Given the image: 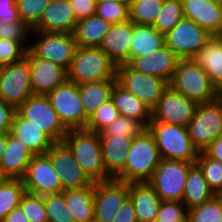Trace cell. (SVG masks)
Masks as SVG:
<instances>
[{"instance_id": "6da1fadb", "label": "cell", "mask_w": 222, "mask_h": 222, "mask_svg": "<svg viewBox=\"0 0 222 222\" xmlns=\"http://www.w3.org/2000/svg\"><path fill=\"white\" fill-rule=\"evenodd\" d=\"M161 160L154 137L146 128L132 139L125 167L115 179L125 183L148 182Z\"/></svg>"}, {"instance_id": "7a4b0ae2", "label": "cell", "mask_w": 222, "mask_h": 222, "mask_svg": "<svg viewBox=\"0 0 222 222\" xmlns=\"http://www.w3.org/2000/svg\"><path fill=\"white\" fill-rule=\"evenodd\" d=\"M63 141L70 148L75 161L93 182L112 179L104 165L99 133L84 128L69 129Z\"/></svg>"}, {"instance_id": "3957f363", "label": "cell", "mask_w": 222, "mask_h": 222, "mask_svg": "<svg viewBox=\"0 0 222 222\" xmlns=\"http://www.w3.org/2000/svg\"><path fill=\"white\" fill-rule=\"evenodd\" d=\"M117 65L99 47L77 46L68 71V80L77 84L116 79Z\"/></svg>"}, {"instance_id": "277c9868", "label": "cell", "mask_w": 222, "mask_h": 222, "mask_svg": "<svg viewBox=\"0 0 222 222\" xmlns=\"http://www.w3.org/2000/svg\"><path fill=\"white\" fill-rule=\"evenodd\" d=\"M169 86L188 99L208 103L218 98V90L205 70L193 59L180 60Z\"/></svg>"}, {"instance_id": "5b68a950", "label": "cell", "mask_w": 222, "mask_h": 222, "mask_svg": "<svg viewBox=\"0 0 222 222\" xmlns=\"http://www.w3.org/2000/svg\"><path fill=\"white\" fill-rule=\"evenodd\" d=\"M147 128L162 159L196 162L199 152L193 146L186 126L150 121Z\"/></svg>"}, {"instance_id": "8992f818", "label": "cell", "mask_w": 222, "mask_h": 222, "mask_svg": "<svg viewBox=\"0 0 222 222\" xmlns=\"http://www.w3.org/2000/svg\"><path fill=\"white\" fill-rule=\"evenodd\" d=\"M188 134L198 152L204 151L222 135V103L217 98L196 106L192 119L187 124Z\"/></svg>"}, {"instance_id": "52a82bcc", "label": "cell", "mask_w": 222, "mask_h": 222, "mask_svg": "<svg viewBox=\"0 0 222 222\" xmlns=\"http://www.w3.org/2000/svg\"><path fill=\"white\" fill-rule=\"evenodd\" d=\"M194 165L192 162L162 159L148 183L162 201H182L187 175Z\"/></svg>"}, {"instance_id": "ba28073f", "label": "cell", "mask_w": 222, "mask_h": 222, "mask_svg": "<svg viewBox=\"0 0 222 222\" xmlns=\"http://www.w3.org/2000/svg\"><path fill=\"white\" fill-rule=\"evenodd\" d=\"M117 83L151 110L156 106L169 82L132 69L127 63L117 65Z\"/></svg>"}, {"instance_id": "9c48e42d", "label": "cell", "mask_w": 222, "mask_h": 222, "mask_svg": "<svg viewBox=\"0 0 222 222\" xmlns=\"http://www.w3.org/2000/svg\"><path fill=\"white\" fill-rule=\"evenodd\" d=\"M16 111L29 124L43 130L54 142L63 141L68 132L46 95H31Z\"/></svg>"}, {"instance_id": "30bf717a", "label": "cell", "mask_w": 222, "mask_h": 222, "mask_svg": "<svg viewBox=\"0 0 222 222\" xmlns=\"http://www.w3.org/2000/svg\"><path fill=\"white\" fill-rule=\"evenodd\" d=\"M46 96L68 130L85 128L88 117L84 112L77 83L67 80Z\"/></svg>"}, {"instance_id": "8fae6325", "label": "cell", "mask_w": 222, "mask_h": 222, "mask_svg": "<svg viewBox=\"0 0 222 222\" xmlns=\"http://www.w3.org/2000/svg\"><path fill=\"white\" fill-rule=\"evenodd\" d=\"M38 40L29 43V49L42 59L61 65L67 70L70 67L77 47L73 33L42 32L31 30V35Z\"/></svg>"}, {"instance_id": "7c38bea8", "label": "cell", "mask_w": 222, "mask_h": 222, "mask_svg": "<svg viewBox=\"0 0 222 222\" xmlns=\"http://www.w3.org/2000/svg\"><path fill=\"white\" fill-rule=\"evenodd\" d=\"M31 95L30 65L26 56L16 63L0 66V98L17 109Z\"/></svg>"}, {"instance_id": "4fadbf2b", "label": "cell", "mask_w": 222, "mask_h": 222, "mask_svg": "<svg viewBox=\"0 0 222 222\" xmlns=\"http://www.w3.org/2000/svg\"><path fill=\"white\" fill-rule=\"evenodd\" d=\"M211 36L194 21L183 18L164 35V40L181 60H186L193 59Z\"/></svg>"}, {"instance_id": "5bb4252c", "label": "cell", "mask_w": 222, "mask_h": 222, "mask_svg": "<svg viewBox=\"0 0 222 222\" xmlns=\"http://www.w3.org/2000/svg\"><path fill=\"white\" fill-rule=\"evenodd\" d=\"M45 154L58 172L63 190L83 188L94 183L75 161L70 148L64 141L54 142Z\"/></svg>"}, {"instance_id": "9a60e30c", "label": "cell", "mask_w": 222, "mask_h": 222, "mask_svg": "<svg viewBox=\"0 0 222 222\" xmlns=\"http://www.w3.org/2000/svg\"><path fill=\"white\" fill-rule=\"evenodd\" d=\"M22 180L31 194L44 196L63 191L58 172L46 154L33 155Z\"/></svg>"}, {"instance_id": "2e32d148", "label": "cell", "mask_w": 222, "mask_h": 222, "mask_svg": "<svg viewBox=\"0 0 222 222\" xmlns=\"http://www.w3.org/2000/svg\"><path fill=\"white\" fill-rule=\"evenodd\" d=\"M196 106L195 101L169 86L151 110V121L187 126L194 115Z\"/></svg>"}, {"instance_id": "e0dca14e", "label": "cell", "mask_w": 222, "mask_h": 222, "mask_svg": "<svg viewBox=\"0 0 222 222\" xmlns=\"http://www.w3.org/2000/svg\"><path fill=\"white\" fill-rule=\"evenodd\" d=\"M128 197V183L115 178L94 182V217L112 222Z\"/></svg>"}, {"instance_id": "ac0fdd59", "label": "cell", "mask_w": 222, "mask_h": 222, "mask_svg": "<svg viewBox=\"0 0 222 222\" xmlns=\"http://www.w3.org/2000/svg\"><path fill=\"white\" fill-rule=\"evenodd\" d=\"M26 57L30 65L33 94L46 95L68 80V71L61 65L37 57L29 48Z\"/></svg>"}, {"instance_id": "d6986e66", "label": "cell", "mask_w": 222, "mask_h": 222, "mask_svg": "<svg viewBox=\"0 0 222 222\" xmlns=\"http://www.w3.org/2000/svg\"><path fill=\"white\" fill-rule=\"evenodd\" d=\"M181 59L166 45L160 49L131 58L127 64L134 70L170 82Z\"/></svg>"}, {"instance_id": "ffe728a7", "label": "cell", "mask_w": 222, "mask_h": 222, "mask_svg": "<svg viewBox=\"0 0 222 222\" xmlns=\"http://www.w3.org/2000/svg\"><path fill=\"white\" fill-rule=\"evenodd\" d=\"M184 18L194 21L212 36L222 34V5L212 0H181Z\"/></svg>"}, {"instance_id": "44dd1931", "label": "cell", "mask_w": 222, "mask_h": 222, "mask_svg": "<svg viewBox=\"0 0 222 222\" xmlns=\"http://www.w3.org/2000/svg\"><path fill=\"white\" fill-rule=\"evenodd\" d=\"M33 153L26 145L6 133V147L0 161V171L6 179H23Z\"/></svg>"}, {"instance_id": "7402d4cb", "label": "cell", "mask_w": 222, "mask_h": 222, "mask_svg": "<svg viewBox=\"0 0 222 222\" xmlns=\"http://www.w3.org/2000/svg\"><path fill=\"white\" fill-rule=\"evenodd\" d=\"M132 35V21L128 20L122 23L112 24L99 48L116 65L127 63L130 60Z\"/></svg>"}, {"instance_id": "603a6c76", "label": "cell", "mask_w": 222, "mask_h": 222, "mask_svg": "<svg viewBox=\"0 0 222 222\" xmlns=\"http://www.w3.org/2000/svg\"><path fill=\"white\" fill-rule=\"evenodd\" d=\"M77 21L69 0H51L40 22L32 30L73 33Z\"/></svg>"}, {"instance_id": "cb8c5ba5", "label": "cell", "mask_w": 222, "mask_h": 222, "mask_svg": "<svg viewBox=\"0 0 222 222\" xmlns=\"http://www.w3.org/2000/svg\"><path fill=\"white\" fill-rule=\"evenodd\" d=\"M138 222H155L162 200L148 182L128 183Z\"/></svg>"}, {"instance_id": "d4e9b609", "label": "cell", "mask_w": 222, "mask_h": 222, "mask_svg": "<svg viewBox=\"0 0 222 222\" xmlns=\"http://www.w3.org/2000/svg\"><path fill=\"white\" fill-rule=\"evenodd\" d=\"M10 134L22 141L34 154H45L54 141L41 129L29 124L17 111L11 123Z\"/></svg>"}, {"instance_id": "484cf974", "label": "cell", "mask_w": 222, "mask_h": 222, "mask_svg": "<svg viewBox=\"0 0 222 222\" xmlns=\"http://www.w3.org/2000/svg\"><path fill=\"white\" fill-rule=\"evenodd\" d=\"M133 137L100 136L106 172L115 178L125 167Z\"/></svg>"}, {"instance_id": "4316f807", "label": "cell", "mask_w": 222, "mask_h": 222, "mask_svg": "<svg viewBox=\"0 0 222 222\" xmlns=\"http://www.w3.org/2000/svg\"><path fill=\"white\" fill-rule=\"evenodd\" d=\"M193 60L205 70L211 83L219 90L222 87V37L211 36Z\"/></svg>"}, {"instance_id": "83f0119b", "label": "cell", "mask_w": 222, "mask_h": 222, "mask_svg": "<svg viewBox=\"0 0 222 222\" xmlns=\"http://www.w3.org/2000/svg\"><path fill=\"white\" fill-rule=\"evenodd\" d=\"M111 25L96 13L79 19L73 31L76 45L80 47H100Z\"/></svg>"}, {"instance_id": "f1b7e54d", "label": "cell", "mask_w": 222, "mask_h": 222, "mask_svg": "<svg viewBox=\"0 0 222 222\" xmlns=\"http://www.w3.org/2000/svg\"><path fill=\"white\" fill-rule=\"evenodd\" d=\"M111 99L120 115L134 118L148 127L151 121V109L117 82L112 88Z\"/></svg>"}, {"instance_id": "f546056e", "label": "cell", "mask_w": 222, "mask_h": 222, "mask_svg": "<svg viewBox=\"0 0 222 222\" xmlns=\"http://www.w3.org/2000/svg\"><path fill=\"white\" fill-rule=\"evenodd\" d=\"M63 198L75 222L94 218V183L83 188L64 189Z\"/></svg>"}, {"instance_id": "4dcf8cb0", "label": "cell", "mask_w": 222, "mask_h": 222, "mask_svg": "<svg viewBox=\"0 0 222 222\" xmlns=\"http://www.w3.org/2000/svg\"><path fill=\"white\" fill-rule=\"evenodd\" d=\"M117 79L78 84V93L85 115L89 118L96 109L111 98V91Z\"/></svg>"}, {"instance_id": "1f68e13d", "label": "cell", "mask_w": 222, "mask_h": 222, "mask_svg": "<svg viewBox=\"0 0 222 222\" xmlns=\"http://www.w3.org/2000/svg\"><path fill=\"white\" fill-rule=\"evenodd\" d=\"M130 46V59L152 53L165 45L164 34L151 25L133 23V35Z\"/></svg>"}, {"instance_id": "d6a6232c", "label": "cell", "mask_w": 222, "mask_h": 222, "mask_svg": "<svg viewBox=\"0 0 222 222\" xmlns=\"http://www.w3.org/2000/svg\"><path fill=\"white\" fill-rule=\"evenodd\" d=\"M216 195L208 186L202 171L195 164L187 175L182 202L190 209L210 200Z\"/></svg>"}, {"instance_id": "836d02e7", "label": "cell", "mask_w": 222, "mask_h": 222, "mask_svg": "<svg viewBox=\"0 0 222 222\" xmlns=\"http://www.w3.org/2000/svg\"><path fill=\"white\" fill-rule=\"evenodd\" d=\"M26 193L23 180L5 179L0 185V222L15 207Z\"/></svg>"}, {"instance_id": "e575fe53", "label": "cell", "mask_w": 222, "mask_h": 222, "mask_svg": "<svg viewBox=\"0 0 222 222\" xmlns=\"http://www.w3.org/2000/svg\"><path fill=\"white\" fill-rule=\"evenodd\" d=\"M164 0H131L129 18L134 24L153 25Z\"/></svg>"}, {"instance_id": "d590c367", "label": "cell", "mask_w": 222, "mask_h": 222, "mask_svg": "<svg viewBox=\"0 0 222 222\" xmlns=\"http://www.w3.org/2000/svg\"><path fill=\"white\" fill-rule=\"evenodd\" d=\"M184 18L181 0H164L154 24L158 32L166 34Z\"/></svg>"}, {"instance_id": "8d00e7d4", "label": "cell", "mask_w": 222, "mask_h": 222, "mask_svg": "<svg viewBox=\"0 0 222 222\" xmlns=\"http://www.w3.org/2000/svg\"><path fill=\"white\" fill-rule=\"evenodd\" d=\"M195 164L202 171L209 188L217 194L222 190V162L199 152Z\"/></svg>"}, {"instance_id": "74e56055", "label": "cell", "mask_w": 222, "mask_h": 222, "mask_svg": "<svg viewBox=\"0 0 222 222\" xmlns=\"http://www.w3.org/2000/svg\"><path fill=\"white\" fill-rule=\"evenodd\" d=\"M188 222H222V203L214 195L210 200L188 209Z\"/></svg>"}, {"instance_id": "f35d334b", "label": "cell", "mask_w": 222, "mask_h": 222, "mask_svg": "<svg viewBox=\"0 0 222 222\" xmlns=\"http://www.w3.org/2000/svg\"><path fill=\"white\" fill-rule=\"evenodd\" d=\"M120 116V113L110 98L90 115L84 129L100 133Z\"/></svg>"}, {"instance_id": "ab89813d", "label": "cell", "mask_w": 222, "mask_h": 222, "mask_svg": "<svg viewBox=\"0 0 222 222\" xmlns=\"http://www.w3.org/2000/svg\"><path fill=\"white\" fill-rule=\"evenodd\" d=\"M145 129L146 127L140 121L120 115L115 121L105 127L99 135L134 138Z\"/></svg>"}, {"instance_id": "60d3db41", "label": "cell", "mask_w": 222, "mask_h": 222, "mask_svg": "<svg viewBox=\"0 0 222 222\" xmlns=\"http://www.w3.org/2000/svg\"><path fill=\"white\" fill-rule=\"evenodd\" d=\"M51 0H16L18 15L29 28L33 29L41 20Z\"/></svg>"}, {"instance_id": "b9f144b4", "label": "cell", "mask_w": 222, "mask_h": 222, "mask_svg": "<svg viewBox=\"0 0 222 222\" xmlns=\"http://www.w3.org/2000/svg\"><path fill=\"white\" fill-rule=\"evenodd\" d=\"M44 205L48 222H75L63 198V191L57 194L44 195Z\"/></svg>"}, {"instance_id": "7bdbcfd3", "label": "cell", "mask_w": 222, "mask_h": 222, "mask_svg": "<svg viewBox=\"0 0 222 222\" xmlns=\"http://www.w3.org/2000/svg\"><path fill=\"white\" fill-rule=\"evenodd\" d=\"M19 206L29 222H48L43 196L26 192Z\"/></svg>"}, {"instance_id": "ee69618b", "label": "cell", "mask_w": 222, "mask_h": 222, "mask_svg": "<svg viewBox=\"0 0 222 222\" xmlns=\"http://www.w3.org/2000/svg\"><path fill=\"white\" fill-rule=\"evenodd\" d=\"M155 222H188V208L182 201H162Z\"/></svg>"}, {"instance_id": "f6af8a7d", "label": "cell", "mask_w": 222, "mask_h": 222, "mask_svg": "<svg viewBox=\"0 0 222 222\" xmlns=\"http://www.w3.org/2000/svg\"><path fill=\"white\" fill-rule=\"evenodd\" d=\"M111 24L122 23L130 20L129 4L115 3L112 1L96 4V12Z\"/></svg>"}, {"instance_id": "bcb514c9", "label": "cell", "mask_w": 222, "mask_h": 222, "mask_svg": "<svg viewBox=\"0 0 222 222\" xmlns=\"http://www.w3.org/2000/svg\"><path fill=\"white\" fill-rule=\"evenodd\" d=\"M31 28L23 21L16 23H6L0 25V39L20 42L26 49L29 48L28 39L31 36ZM28 44V45H26Z\"/></svg>"}, {"instance_id": "7dc6e473", "label": "cell", "mask_w": 222, "mask_h": 222, "mask_svg": "<svg viewBox=\"0 0 222 222\" xmlns=\"http://www.w3.org/2000/svg\"><path fill=\"white\" fill-rule=\"evenodd\" d=\"M26 52L27 49L20 42L0 39V66L22 60Z\"/></svg>"}, {"instance_id": "c3c4849f", "label": "cell", "mask_w": 222, "mask_h": 222, "mask_svg": "<svg viewBox=\"0 0 222 222\" xmlns=\"http://www.w3.org/2000/svg\"><path fill=\"white\" fill-rule=\"evenodd\" d=\"M20 20L16 0H0V25Z\"/></svg>"}, {"instance_id": "681fc988", "label": "cell", "mask_w": 222, "mask_h": 222, "mask_svg": "<svg viewBox=\"0 0 222 222\" xmlns=\"http://www.w3.org/2000/svg\"><path fill=\"white\" fill-rule=\"evenodd\" d=\"M77 20L91 16L96 12L95 0H69Z\"/></svg>"}, {"instance_id": "f907efd6", "label": "cell", "mask_w": 222, "mask_h": 222, "mask_svg": "<svg viewBox=\"0 0 222 222\" xmlns=\"http://www.w3.org/2000/svg\"><path fill=\"white\" fill-rule=\"evenodd\" d=\"M16 109L0 98V133H10Z\"/></svg>"}, {"instance_id": "816d5d0a", "label": "cell", "mask_w": 222, "mask_h": 222, "mask_svg": "<svg viewBox=\"0 0 222 222\" xmlns=\"http://www.w3.org/2000/svg\"><path fill=\"white\" fill-rule=\"evenodd\" d=\"M112 222H138L133 201L128 197L116 213Z\"/></svg>"}, {"instance_id": "f5cc1de1", "label": "cell", "mask_w": 222, "mask_h": 222, "mask_svg": "<svg viewBox=\"0 0 222 222\" xmlns=\"http://www.w3.org/2000/svg\"><path fill=\"white\" fill-rule=\"evenodd\" d=\"M204 152L211 158L222 162V135L217 137Z\"/></svg>"}, {"instance_id": "db71d44e", "label": "cell", "mask_w": 222, "mask_h": 222, "mask_svg": "<svg viewBox=\"0 0 222 222\" xmlns=\"http://www.w3.org/2000/svg\"><path fill=\"white\" fill-rule=\"evenodd\" d=\"M1 222H29L20 206L13 208Z\"/></svg>"}, {"instance_id": "11a10c76", "label": "cell", "mask_w": 222, "mask_h": 222, "mask_svg": "<svg viewBox=\"0 0 222 222\" xmlns=\"http://www.w3.org/2000/svg\"><path fill=\"white\" fill-rule=\"evenodd\" d=\"M6 147V133H0V161Z\"/></svg>"}, {"instance_id": "9f6ffc18", "label": "cell", "mask_w": 222, "mask_h": 222, "mask_svg": "<svg viewBox=\"0 0 222 222\" xmlns=\"http://www.w3.org/2000/svg\"><path fill=\"white\" fill-rule=\"evenodd\" d=\"M112 1L115 3H121V4H129L131 0H95L96 4Z\"/></svg>"}, {"instance_id": "6f0895ef", "label": "cell", "mask_w": 222, "mask_h": 222, "mask_svg": "<svg viewBox=\"0 0 222 222\" xmlns=\"http://www.w3.org/2000/svg\"><path fill=\"white\" fill-rule=\"evenodd\" d=\"M218 99L221 101L222 103V87L218 90Z\"/></svg>"}, {"instance_id": "680465c9", "label": "cell", "mask_w": 222, "mask_h": 222, "mask_svg": "<svg viewBox=\"0 0 222 222\" xmlns=\"http://www.w3.org/2000/svg\"><path fill=\"white\" fill-rule=\"evenodd\" d=\"M216 196L220 199L221 203H222V190H220Z\"/></svg>"}, {"instance_id": "91938a15", "label": "cell", "mask_w": 222, "mask_h": 222, "mask_svg": "<svg viewBox=\"0 0 222 222\" xmlns=\"http://www.w3.org/2000/svg\"><path fill=\"white\" fill-rule=\"evenodd\" d=\"M6 178L4 177V175L1 173L0 171V185L2 184V182L5 180Z\"/></svg>"}, {"instance_id": "94428289", "label": "cell", "mask_w": 222, "mask_h": 222, "mask_svg": "<svg viewBox=\"0 0 222 222\" xmlns=\"http://www.w3.org/2000/svg\"><path fill=\"white\" fill-rule=\"evenodd\" d=\"M214 3L222 5V0H212Z\"/></svg>"}, {"instance_id": "6125c7cd", "label": "cell", "mask_w": 222, "mask_h": 222, "mask_svg": "<svg viewBox=\"0 0 222 222\" xmlns=\"http://www.w3.org/2000/svg\"><path fill=\"white\" fill-rule=\"evenodd\" d=\"M88 222H100V221L94 217L93 219H90Z\"/></svg>"}]
</instances>
